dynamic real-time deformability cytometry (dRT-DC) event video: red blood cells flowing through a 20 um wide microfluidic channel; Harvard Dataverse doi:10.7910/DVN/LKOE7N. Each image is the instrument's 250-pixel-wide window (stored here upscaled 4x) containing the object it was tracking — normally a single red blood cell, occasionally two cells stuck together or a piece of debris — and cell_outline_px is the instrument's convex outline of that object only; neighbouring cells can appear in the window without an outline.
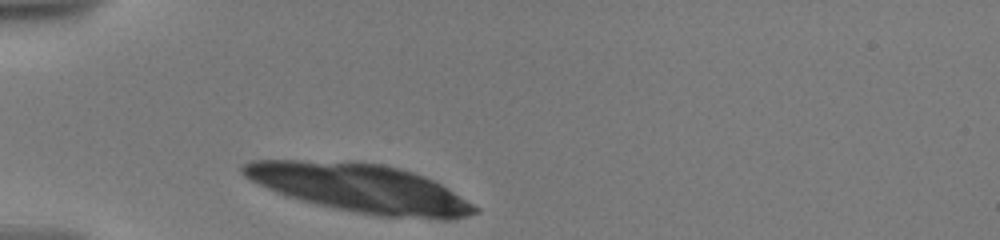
{"species": "human", "species_latin": "Homo sapiens", "temperature_condition": "warm", "stored_images_in_passage": 21, "camera_frame_rate_fps": 3000, "um_per_image_px": 0.085, "donor": {"sex": "male"}, "frame": {"image": 1, "passage_image": 1, "time_ms": 0.0, "image_size_px": [1000, 240], "cell_outline_px": [[480, 212], [456, 220], [440, 220], [380, 216], [352, 212], [316, 204], [300, 200], [276, 192], [244, 176], [240, 172], [240, 168], [244, 164], [252, 160], [300, 160], [380, 164], [400, 168], [424, 176], [440, 184], [480, 208]], "centroid_in_image_um": [30.67, 16.02], "position_along_channel_um": 54.3, "area_um2": 65.14}}